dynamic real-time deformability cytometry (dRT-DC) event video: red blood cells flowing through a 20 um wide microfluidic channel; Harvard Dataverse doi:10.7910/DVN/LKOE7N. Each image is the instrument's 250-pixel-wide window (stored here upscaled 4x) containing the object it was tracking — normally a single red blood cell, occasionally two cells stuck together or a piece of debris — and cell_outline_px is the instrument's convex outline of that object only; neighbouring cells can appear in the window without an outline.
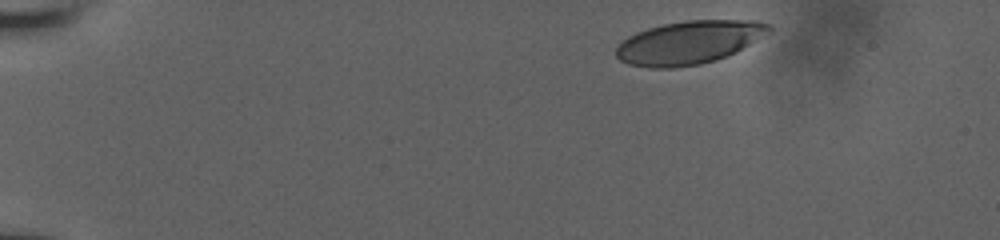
{"species": "human", "species_latin": "Homo sapiens", "temperature_condition": "room temperature", "stored_images_in_passage": 10, "camera_frame_rate_fps": 3000, "um_per_image_px": 0.085, "donor": {"sex": "male"}, "frame": {"image": 1, "passage_image": 1, "time_ms": 0.0, "image_size_px": [1000, 240], "cell_outline_px": [[772, 32], [736, 52], [728, 56], [716, 60], [700, 64], [672, 68], [648, 68], [628, 64], [620, 60], [616, 56], [616, 48], [628, 36], [636, 32], [648, 28], [664, 24], [684, 20], [756, 20], [772, 24]], "centroid_in_image_um": [58.62, 3.6], "position_along_channel_um": 26.4, "area_um2": 38.84}}
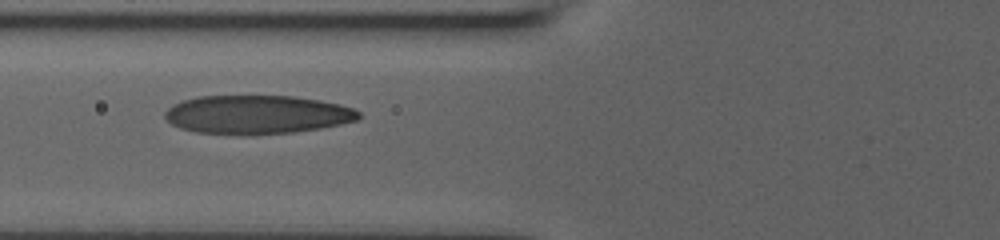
{"frame": {"image": 2, "passage_image": 6, "time_ms": 5.0, "image_size_px": [1000, 240], "cell_outline_px": [[360, 116], [356, 120], [340, 124], [320, 128], [292, 132], [196, 132], [180, 128], [172, 124], [164, 116], [164, 112], [172, 104], [196, 96], [292, 96], [320, 100], [340, 104], [352, 108], [360, 112]], "centroid_in_image_um": [21.85, 9.69], "position_along_channel_um": 104.0, "area_um2": 42.54}}
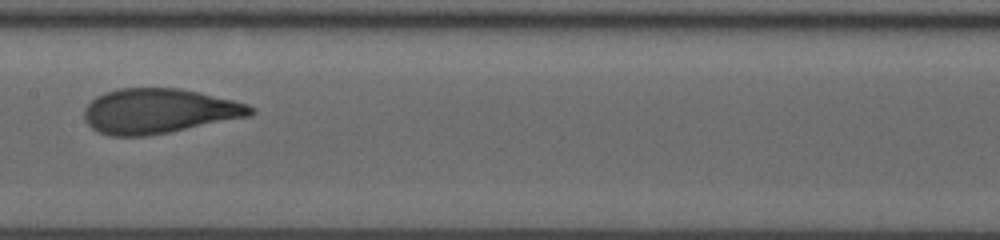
{"frame": {"image": 3, "passage_image": 9, "time_ms": 7.333, "image_size_px": [1000, 240], "cell_outline_px": [[256, 112], [252, 116], [148, 136], [108, 136], [92, 128], [84, 120], [84, 108], [96, 96], [104, 92], [120, 88], [180, 88], [200, 92], [248, 104], [256, 108]], "centroid_in_image_um": [13.52, 9.44], "position_along_channel_um": 193.9, "area_um2": 43.75}}